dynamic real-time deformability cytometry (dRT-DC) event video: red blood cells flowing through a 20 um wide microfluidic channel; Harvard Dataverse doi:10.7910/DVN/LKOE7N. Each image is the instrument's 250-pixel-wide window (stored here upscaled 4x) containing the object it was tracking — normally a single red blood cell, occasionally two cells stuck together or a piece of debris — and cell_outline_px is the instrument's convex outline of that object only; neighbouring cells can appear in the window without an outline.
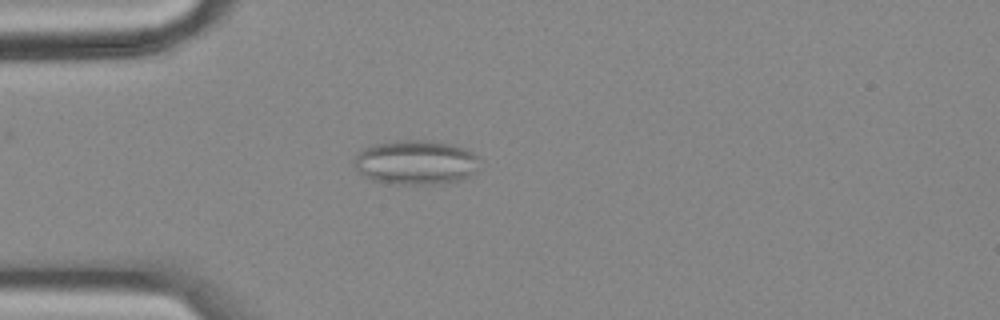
{"species": "common noctule bat (a hibernating species)", "species_latin": "Nyctalus noctula", "temperature_condition": "cold", "stored_images_in_passage": 56, "camera_frame_rate_fps": 3000, "um_per_image_px": 0.085, "animal": {"sex": "female", "body_mass_g": 18.4}, "frame": {"image": 1, "passage_image": 15, "time_ms": 4.667, "image_size_px": [1000, 320], "cell_outline_px": [[480, 156], [472, 172], [468, 176], [460, 180], [432, 184], [396, 184], [372, 180], [364, 176], [352, 164], [360, 148], [372, 144], [396, 140], [424, 140], [448, 144], [464, 148]], "centroid_in_image_um": [35.26, 13.79], "position_along_channel_um": 49.7, "area_um2": 32.37}}
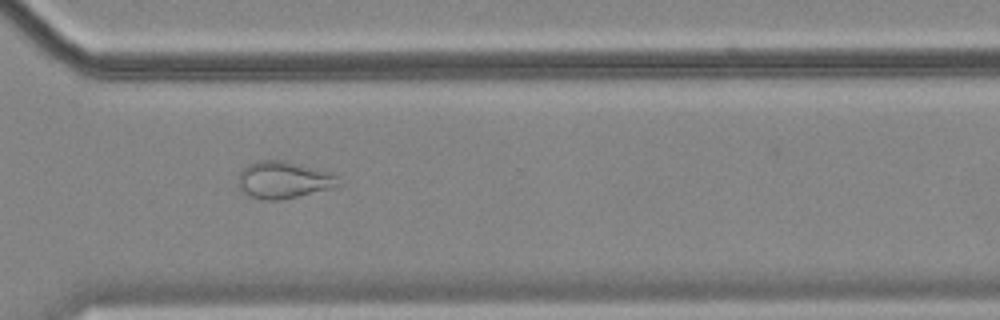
{"frame": {"image": 2, "passage_image": 41, "time_ms": 13.333, "image_size_px": [1000, 320], "cell_outline_px": [[340, 184], [328, 188], [280, 200], [264, 200], [248, 196], [240, 192], [236, 184], [236, 180], [240, 172], [248, 164], [260, 160], [288, 160], [328, 172], [336, 176]], "centroid_in_image_um": [23.98, 15.28], "position_along_channel_um": 346.6, "area_um2": 21.62}}
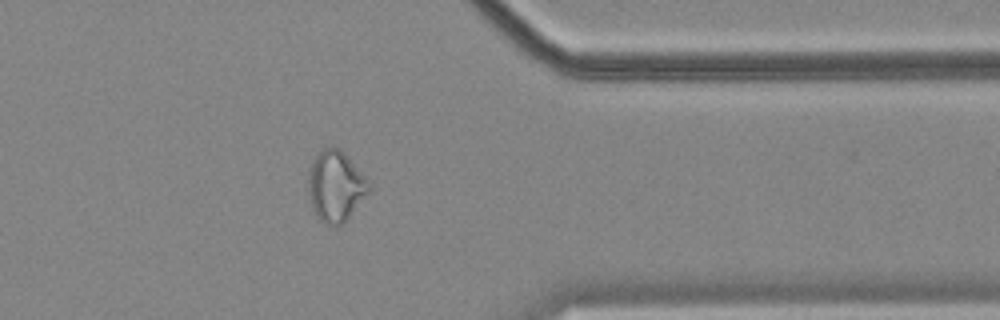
{"frame": {"image": 3, "passage_image": 45, "time_ms": 14.667, "image_size_px": [1000, 320], "cell_outline_px": [[372, 188], [348, 216], [336, 228], [324, 224], [316, 216], [308, 192], [308, 176], [312, 160], [320, 148], [332, 144], [340, 148], [368, 176]], "centroid_in_image_um": [28.54, 15.75], "position_along_channel_um": 382.9, "area_um2": 25.49}, "authors_computed_cell_mechanics": {"area_um2": 25.8077, "velocity_mm_per_s": 3.5712, "shape_relaxation_time_tau1_ms": null, "shape_relaxation_time_tau2_ms": 2.0313, "deformation_change_tau1": null, "deformation_change_tau2": 0.0955}}